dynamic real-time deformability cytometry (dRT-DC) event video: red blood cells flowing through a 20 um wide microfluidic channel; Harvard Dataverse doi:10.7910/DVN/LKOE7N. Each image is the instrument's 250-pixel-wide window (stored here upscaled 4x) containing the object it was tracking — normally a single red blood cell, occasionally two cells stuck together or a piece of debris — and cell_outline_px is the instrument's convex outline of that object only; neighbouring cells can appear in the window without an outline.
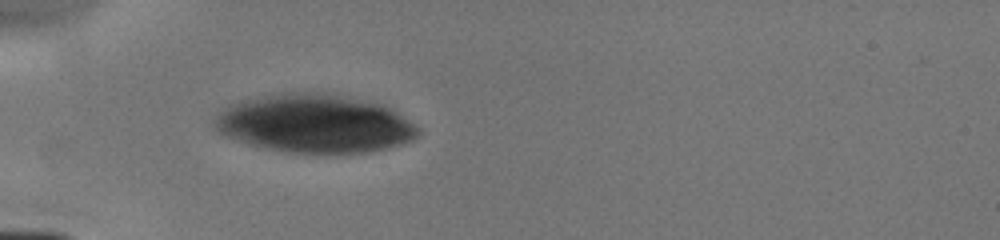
{"species": "human", "species_latin": "Homo sapiens", "temperature_condition": "cold", "stored_images_in_passage": 7, "camera_frame_rate_fps": 3000, "um_per_image_px": 0.085, "donor": {"sex": "male"}, "frame": {"image": 1, "passage_image": 6, "time_ms": 4.667, "image_size_px": [1000, 240], "cell_outline_px": [[420, 132], [412, 140], [388, 148], [368, 152], [288, 152], [264, 148], [248, 144], [228, 136], [212, 128], [212, 120], [228, 104], [244, 100], [280, 92], [328, 92], [384, 104], [392, 108], [416, 124], [420, 128]], "centroid_in_image_um": [26.76, 10.48], "position_along_channel_um": 58.2, "area_um2": 69.59}}